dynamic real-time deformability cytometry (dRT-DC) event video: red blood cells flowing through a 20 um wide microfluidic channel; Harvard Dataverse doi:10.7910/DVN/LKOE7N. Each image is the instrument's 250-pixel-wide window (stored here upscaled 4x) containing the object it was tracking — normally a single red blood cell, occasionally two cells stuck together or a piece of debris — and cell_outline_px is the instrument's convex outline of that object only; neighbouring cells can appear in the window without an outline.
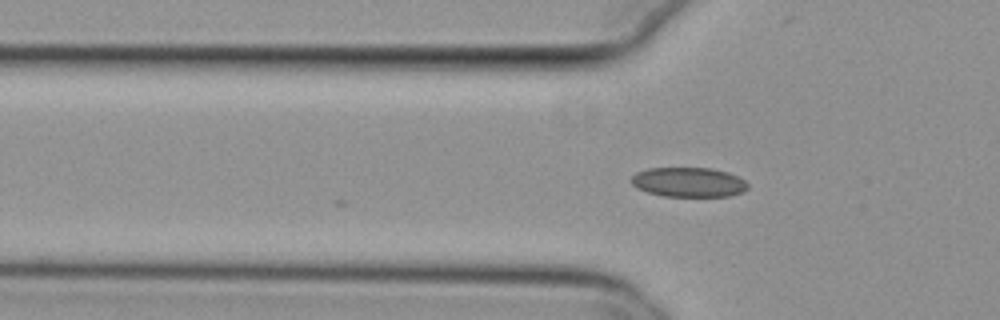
{"species": "common noctule bat (a hibernating species)", "species_latin": "Nyctalus noctula", "temperature_condition": "cold", "stored_images_in_passage": 5, "camera_frame_rate_fps": 3000, "um_per_image_px": 0.085, "animal": {"sex": "female", "body_mass_g": 29.2, "forearm_length_mm": 56.3}, "frame": {"image": 1, "passage_image": 5, "time_ms": 1.333, "image_size_px": [1000, 320], "cell_outline_px": [[748, 188], [744, 192], [728, 196], [664, 196], [648, 192], [636, 188], [632, 184], [632, 176], [636, 172], [648, 168], [712, 168], [728, 172], [744, 180], [748, 184]], "centroid_in_image_um": [58.54, 15.48], "position_along_channel_um": 67.3, "area_um2": 20.11}}